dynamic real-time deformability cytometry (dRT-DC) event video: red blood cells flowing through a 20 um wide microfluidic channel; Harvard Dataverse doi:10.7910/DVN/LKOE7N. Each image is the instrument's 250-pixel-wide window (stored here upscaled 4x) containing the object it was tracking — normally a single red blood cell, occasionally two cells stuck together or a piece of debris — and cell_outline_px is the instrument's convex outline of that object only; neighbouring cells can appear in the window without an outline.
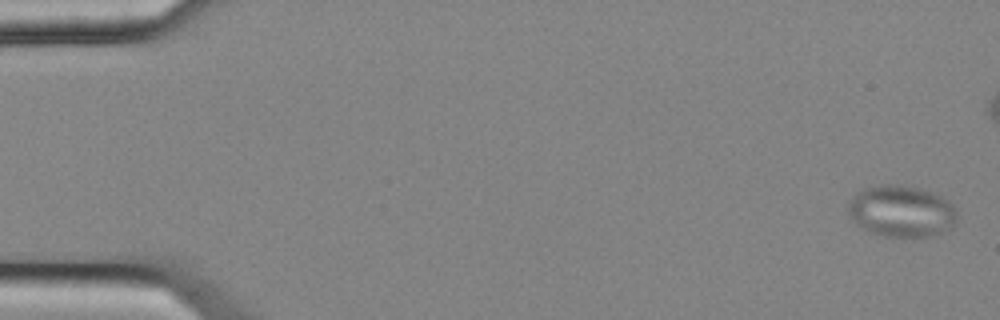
{"species": "common noctule bat (a hibernating species)", "species_latin": "Nyctalus noctula", "temperature_condition": "cold", "stored_images_in_passage": 57, "camera_frame_rate_fps": 3000, "um_per_image_px": 0.085, "animal": {"sex": "female", "body_mass_g": 25.1}, "frame": {"image": 1, "passage_image": 2, "time_ms": 0.333, "image_size_px": [1000, 320], "cell_outline_px": [[956, 220], [952, 228], [928, 236], [884, 236], [868, 232], [856, 224], [852, 220], [848, 212], [848, 204], [852, 196], [856, 192], [864, 188], [880, 184], [896, 184], [920, 188], [940, 196], [952, 204], [956, 208]], "centroid_in_image_um": [76.58, 17.94], "position_along_channel_um": 8.4, "area_um2": 32.77}}
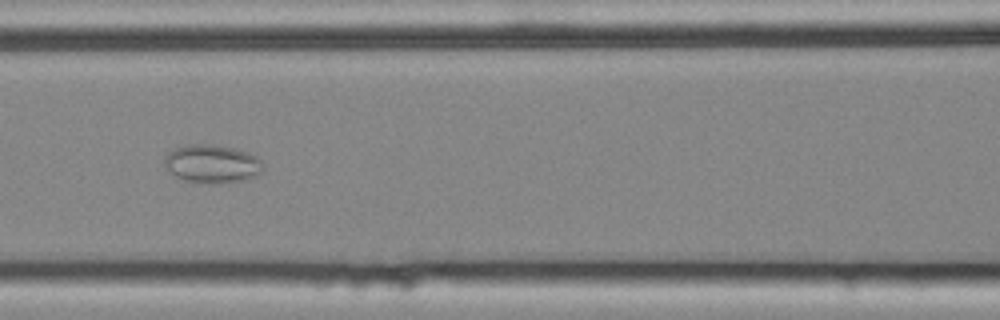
{"frame": {"image": 2, "passage_image": 25, "time_ms": 8.0, "image_size_px": [1000, 320], "cell_outline_px": [[264, 168], [256, 176], [244, 180], [216, 184], [212, 184], [184, 180], [176, 176], [164, 164], [164, 156], [172, 148], [188, 144], [208, 144], [232, 148], [248, 152], [256, 156], [260, 160]], "centroid_in_image_um": [18.02, 13.92], "position_along_channel_um": 148.6, "area_um2": 22.02}}
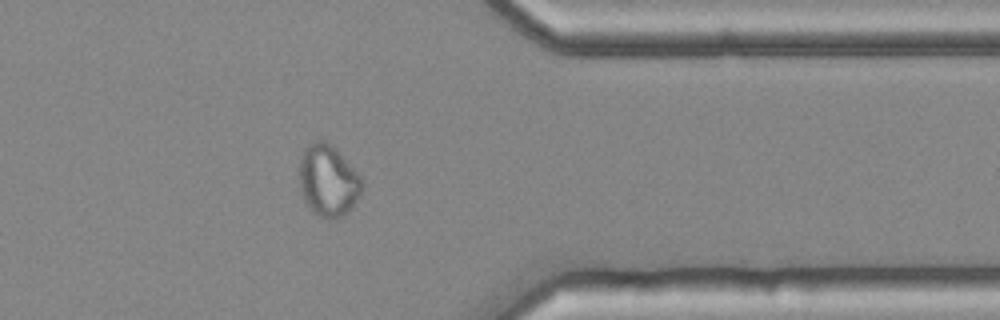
{"frame": {"image": 3, "passage_image": 45, "time_ms": 14.667, "image_size_px": [1000, 320], "cell_outline_px": [[364, 188], [360, 196], [352, 208], [344, 216], [336, 220], [332, 220], [316, 216], [308, 208], [304, 200], [300, 188], [300, 152], [308, 144], [316, 140], [324, 140], [332, 144], [336, 148], [360, 176], [364, 184]], "centroid_in_image_um": [27.9, 15.38], "position_along_channel_um": 383.5, "area_um2": 26.82}, "authors_computed_cell_mechanics": {"area_um2": 27.5706, "velocity_mm_per_s": 3.6746, "shape_relaxation_time_tau1_ms": null, "shape_relaxation_time_tau2_ms": 3.672, "deformation_change_tau1": null, "deformation_change_tau2": 0.0385}}